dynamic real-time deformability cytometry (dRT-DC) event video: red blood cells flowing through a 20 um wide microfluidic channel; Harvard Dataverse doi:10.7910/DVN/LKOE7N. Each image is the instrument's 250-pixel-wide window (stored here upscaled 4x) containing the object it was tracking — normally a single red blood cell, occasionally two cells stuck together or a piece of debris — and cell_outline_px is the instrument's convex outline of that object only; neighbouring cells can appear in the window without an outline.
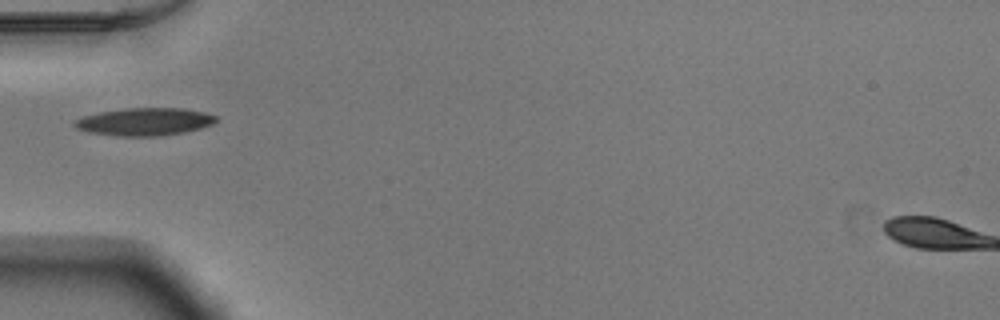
{"species": "Egyptian fruit bat (a non-hibernating species)", "species_latin": "Rousettus aegyptiacus", "temperature_condition": "warm", "stored_images_in_passage": 31, "camera_frame_rate_fps": 3000, "um_per_image_px": 0.085, "animal": {"sex": "male"}, "frame": {"image": 1, "passage_image": 1, "time_ms": 0.0, "image_size_px": [1000, 320], "cell_outline_px": [[216, 120], [212, 124], [200, 128], [184, 132], [160, 136], [120, 136], [88, 132], [76, 128], [72, 124], [72, 120], [80, 116], [100, 112], [128, 108], [184, 108], [204, 112], [216, 116]], "centroid_in_image_um": [12.23, 10.34], "position_along_channel_um": 72.8, "area_um2": 22.89}}
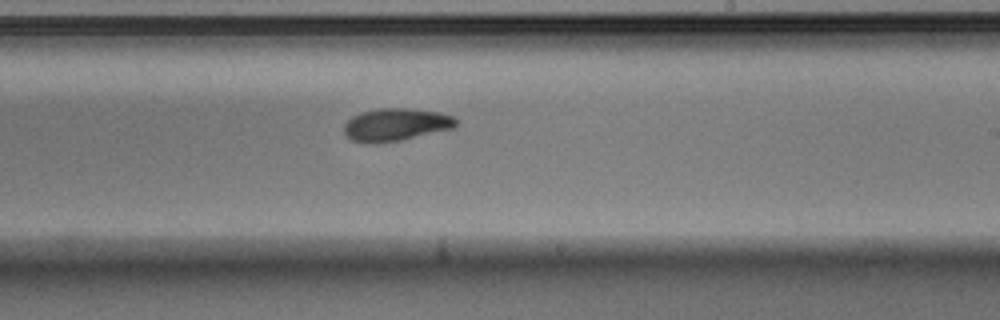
{"frame": {"image": 2, "passage_image": 15, "time_ms": 4.667, "image_size_px": [1000, 320], "cell_outline_px": [[456, 124], [452, 128], [400, 140], [376, 144], [364, 144], [352, 140], [344, 132], [344, 124], [352, 116], [360, 112], [380, 108], [408, 108], [440, 112], [452, 116], [456, 120]], "centroid_in_image_um": [33.59, 10.59], "position_along_channel_um": 255.4, "area_um2": 21.27}}
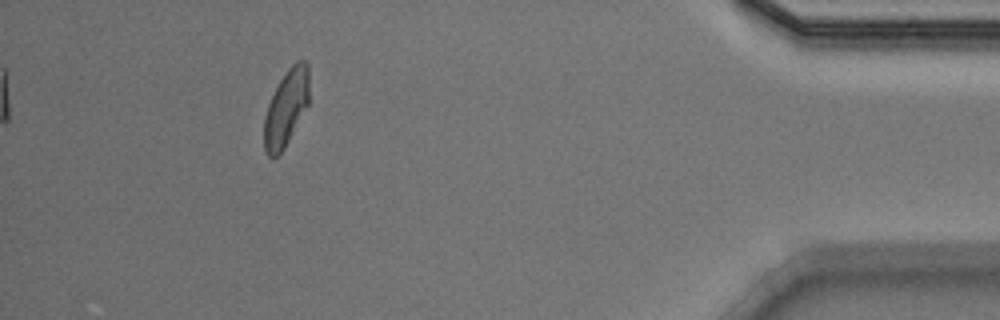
{"frame": {"image": 3, "passage_image": 31, "time_ms": 10.0, "image_size_px": [1000, 320], "cell_outline_px": [[308, 104], [284, 148], [276, 156], [268, 156], [264, 148], [264, 116], [268, 104], [280, 80], [288, 68], [296, 60], [304, 60], [308, 64]], "centroid_in_image_um": [24.31, 9.15], "position_along_channel_um": 410.9, "area_um2": 19.65}, "authors_computed_cell_mechanics": {"area_um2": 21.2126, "velocity_mm_per_s": 3.903, "shape_relaxation_time_tau1_ms": 3.9955, "shape_relaxation_time_tau2_ms": 4.3678, "deformation_change_tau1": 0.1415, "deformation_change_tau2": 0.0951}}